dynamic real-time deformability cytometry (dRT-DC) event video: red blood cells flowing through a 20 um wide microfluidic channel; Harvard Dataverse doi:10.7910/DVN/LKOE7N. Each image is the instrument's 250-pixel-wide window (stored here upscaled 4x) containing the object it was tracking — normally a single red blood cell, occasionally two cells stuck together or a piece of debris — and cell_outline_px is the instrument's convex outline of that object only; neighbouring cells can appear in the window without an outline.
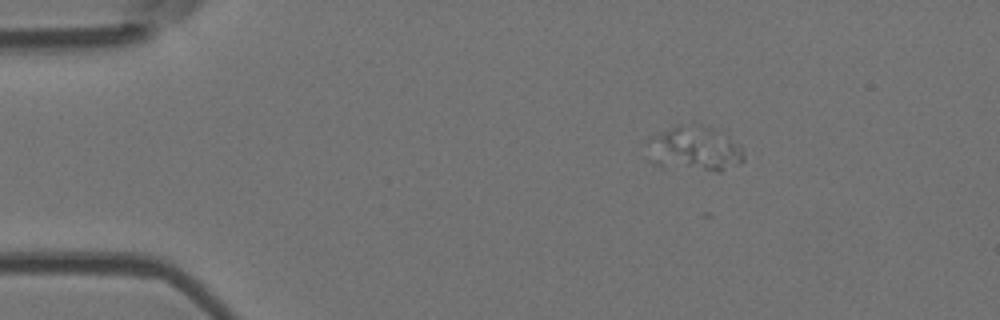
{"species": "Egyptian fruit bat (a non-hibernating species)", "species_latin": "Rousettus aegyptiacus", "temperature_condition": "room temperature", "stored_images_in_passage": 5, "camera_frame_rate_fps": 3000, "um_per_image_px": 0.085, "animal": {"sex": "female"}, "frame": {"image": 1, "passage_image": 3, "time_ms": 0.667, "image_size_px": [1000, 320], "cell_outline_px": [[744, 160], [740, 164], [720, 172], [716, 172], [688, 164], [644, 140], [676, 124], [692, 120], [716, 128], [740, 144], [744, 152]], "centroid_in_image_um": [59.47, 12.41], "position_along_channel_um": 25.5, "area_um2": 22.25}}